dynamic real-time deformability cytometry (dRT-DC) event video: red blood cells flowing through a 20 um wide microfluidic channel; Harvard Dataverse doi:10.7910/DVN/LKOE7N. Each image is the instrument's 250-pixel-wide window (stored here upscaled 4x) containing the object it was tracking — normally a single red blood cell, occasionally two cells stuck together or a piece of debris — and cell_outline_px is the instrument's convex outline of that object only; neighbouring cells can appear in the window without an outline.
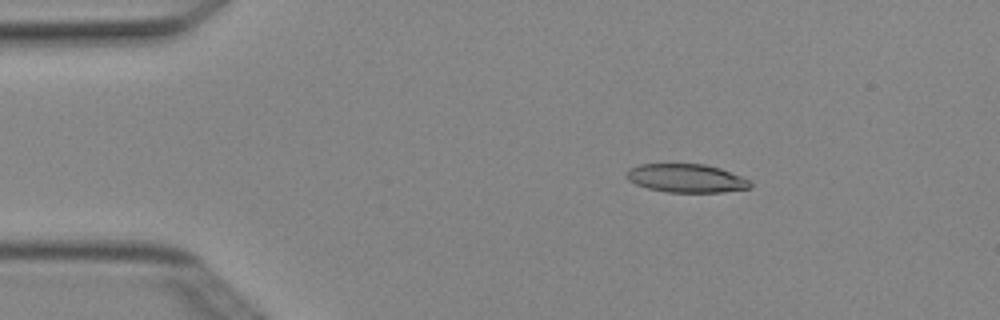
{"species": "Egyptian fruit bat (a non-hibernating species)", "species_latin": "Rousettus aegyptiacus", "temperature_condition": "cold", "stored_images_in_passage": 5, "segment_of_instrument_passage": [1, 2], "camera_frame_rate_fps": 3000, "um_per_image_px": 0.085, "animal": {"sex": "female"}, "frame": {"image": 1, "passage_image": 3, "time_ms": 0.667, "image_size_px": [1000, 320], "cell_outline_px": [[752, 188], [724, 192], [668, 192], [648, 188], [636, 184], [628, 180], [628, 168], [640, 164], [704, 164], [720, 168], [740, 176], [748, 180], [752, 184]], "centroid_in_image_um": [58.35, 15.15], "position_along_channel_um": 26.6, "area_um2": 20.4}}